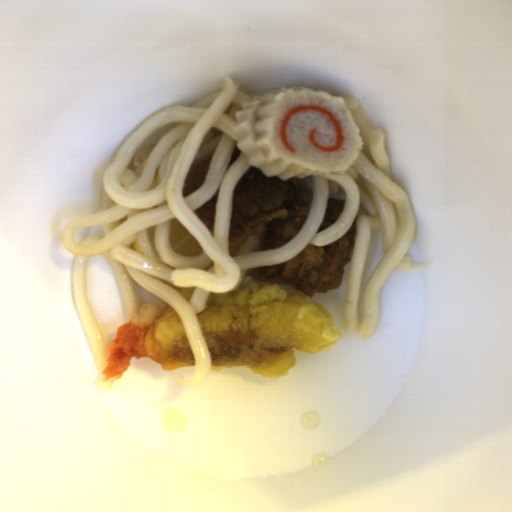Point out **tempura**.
<instances>
[{"mask_svg":"<svg viewBox=\"0 0 512 512\" xmlns=\"http://www.w3.org/2000/svg\"><path fill=\"white\" fill-rule=\"evenodd\" d=\"M211 370L249 367L255 374L288 376L294 350L328 353L340 336L329 307L292 285L245 275L239 288L209 292L196 314Z\"/></svg>","mask_w":512,"mask_h":512,"instance_id":"8679c707","label":"tempura"},{"mask_svg":"<svg viewBox=\"0 0 512 512\" xmlns=\"http://www.w3.org/2000/svg\"><path fill=\"white\" fill-rule=\"evenodd\" d=\"M106 351L109 355L101 372L106 381L111 377L120 379L128 371L133 356L137 360L150 358L165 371L196 366L182 319L168 303L163 307L143 304L126 325L118 327Z\"/></svg>","mask_w":512,"mask_h":512,"instance_id":"d4f62c59","label":"tempura"},{"mask_svg":"<svg viewBox=\"0 0 512 512\" xmlns=\"http://www.w3.org/2000/svg\"><path fill=\"white\" fill-rule=\"evenodd\" d=\"M149 274V273H148ZM151 277L155 278V279H158L160 281H162L163 283H165L169 288H173L177 293H179L181 296H183L186 301L189 303L190 299H191V296L194 292V289L195 287H181V286H175L173 285L172 283L170 282H167V281H164L162 279H159L151 274H149Z\"/></svg>","mask_w":512,"mask_h":512,"instance_id":"6ee92434","label":"tempura"}]
</instances>
